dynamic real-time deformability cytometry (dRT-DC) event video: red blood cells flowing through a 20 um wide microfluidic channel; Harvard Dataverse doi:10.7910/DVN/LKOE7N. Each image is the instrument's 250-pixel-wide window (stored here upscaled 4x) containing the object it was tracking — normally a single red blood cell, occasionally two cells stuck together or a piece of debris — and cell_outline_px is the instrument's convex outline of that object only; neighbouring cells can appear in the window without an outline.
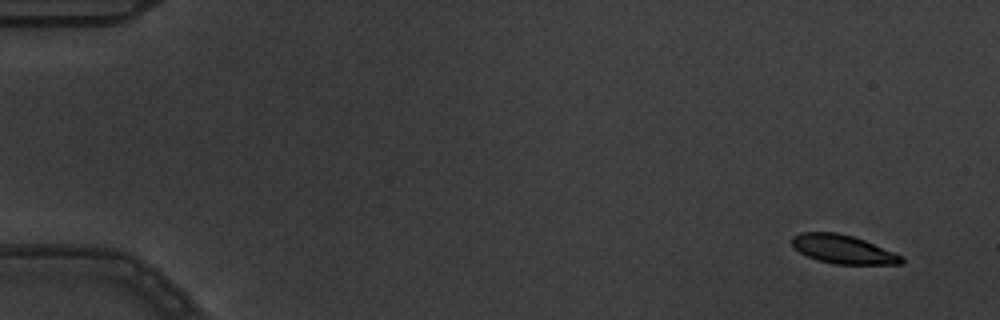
{"species": "common noctule bat (a hibernating species)", "species_latin": "Nyctalus noctula", "temperature_condition": "warm", "stored_images_in_passage": 5, "camera_frame_rate_fps": 3000, "um_per_image_px": 0.085, "animal": {"sex": "male", "body_mass_g": 19.5, "forearm_length_mm": 54.6}, "frame": {"image": 1, "passage_image": 1, "time_ms": 0.0, "image_size_px": [1000, 320], "cell_outline_px": [[904, 264], [832, 264], [808, 256], [800, 252], [792, 244], [792, 236], [800, 232], [836, 232], [852, 236], [864, 240], [904, 256]], "centroid_in_image_um": [71.68, 21.19], "position_along_channel_um": 13.3, "area_um2": 18.21}}